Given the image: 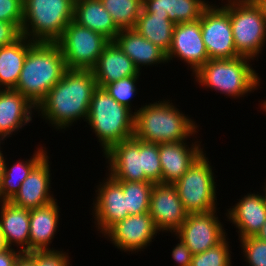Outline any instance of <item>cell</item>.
Wrapping results in <instances>:
<instances>
[{"mask_svg": "<svg viewBox=\"0 0 266 266\" xmlns=\"http://www.w3.org/2000/svg\"><path fill=\"white\" fill-rule=\"evenodd\" d=\"M97 82L92 70L67 69L62 79L38 104L36 111L60 131L71 128L81 118L86 121ZM42 114V115H41Z\"/></svg>", "mask_w": 266, "mask_h": 266, "instance_id": "1", "label": "cell"}, {"mask_svg": "<svg viewBox=\"0 0 266 266\" xmlns=\"http://www.w3.org/2000/svg\"><path fill=\"white\" fill-rule=\"evenodd\" d=\"M176 107L169 99L141 105L134 111V137L157 144L194 138L198 125Z\"/></svg>", "mask_w": 266, "mask_h": 266, "instance_id": "2", "label": "cell"}, {"mask_svg": "<svg viewBox=\"0 0 266 266\" xmlns=\"http://www.w3.org/2000/svg\"><path fill=\"white\" fill-rule=\"evenodd\" d=\"M66 70L63 53L56 42H35L28 50L14 90L37 107Z\"/></svg>", "mask_w": 266, "mask_h": 266, "instance_id": "3", "label": "cell"}, {"mask_svg": "<svg viewBox=\"0 0 266 266\" xmlns=\"http://www.w3.org/2000/svg\"><path fill=\"white\" fill-rule=\"evenodd\" d=\"M251 60L243 56L231 59H209L192 76L200 86L213 89L230 98L240 99L254 92L261 85L259 73L249 63Z\"/></svg>", "mask_w": 266, "mask_h": 266, "instance_id": "4", "label": "cell"}, {"mask_svg": "<svg viewBox=\"0 0 266 266\" xmlns=\"http://www.w3.org/2000/svg\"><path fill=\"white\" fill-rule=\"evenodd\" d=\"M86 122L102 146L103 154L114 144L134 136V112L101 87L93 92Z\"/></svg>", "mask_w": 266, "mask_h": 266, "instance_id": "5", "label": "cell"}, {"mask_svg": "<svg viewBox=\"0 0 266 266\" xmlns=\"http://www.w3.org/2000/svg\"><path fill=\"white\" fill-rule=\"evenodd\" d=\"M74 20L71 0H23L22 36L34 42H56Z\"/></svg>", "mask_w": 266, "mask_h": 266, "instance_id": "6", "label": "cell"}, {"mask_svg": "<svg viewBox=\"0 0 266 266\" xmlns=\"http://www.w3.org/2000/svg\"><path fill=\"white\" fill-rule=\"evenodd\" d=\"M210 163L206 153L203 152L186 173L173 184L188 214L218 209L216 177Z\"/></svg>", "mask_w": 266, "mask_h": 266, "instance_id": "7", "label": "cell"}, {"mask_svg": "<svg viewBox=\"0 0 266 266\" xmlns=\"http://www.w3.org/2000/svg\"><path fill=\"white\" fill-rule=\"evenodd\" d=\"M230 22L237 53L258 59L266 45V21L259 7L253 0H230Z\"/></svg>", "mask_w": 266, "mask_h": 266, "instance_id": "8", "label": "cell"}, {"mask_svg": "<svg viewBox=\"0 0 266 266\" xmlns=\"http://www.w3.org/2000/svg\"><path fill=\"white\" fill-rule=\"evenodd\" d=\"M109 42L103 34L72 20L56 44L63 53L67 69L92 70Z\"/></svg>", "mask_w": 266, "mask_h": 266, "instance_id": "9", "label": "cell"}, {"mask_svg": "<svg viewBox=\"0 0 266 266\" xmlns=\"http://www.w3.org/2000/svg\"><path fill=\"white\" fill-rule=\"evenodd\" d=\"M217 7L209 5L202 13L200 27L209 59H231L240 56L236 49L230 22V0Z\"/></svg>", "mask_w": 266, "mask_h": 266, "instance_id": "10", "label": "cell"}, {"mask_svg": "<svg viewBox=\"0 0 266 266\" xmlns=\"http://www.w3.org/2000/svg\"><path fill=\"white\" fill-rule=\"evenodd\" d=\"M217 215V209L205 213L188 214L184 223L174 233L191 250L198 254L221 243L227 233Z\"/></svg>", "mask_w": 266, "mask_h": 266, "instance_id": "11", "label": "cell"}, {"mask_svg": "<svg viewBox=\"0 0 266 266\" xmlns=\"http://www.w3.org/2000/svg\"><path fill=\"white\" fill-rule=\"evenodd\" d=\"M159 235L149 212L138 215H129L114 224L104 237L111 241L120 251L134 252L147 248ZM153 240V241H152Z\"/></svg>", "mask_w": 266, "mask_h": 266, "instance_id": "12", "label": "cell"}, {"mask_svg": "<svg viewBox=\"0 0 266 266\" xmlns=\"http://www.w3.org/2000/svg\"><path fill=\"white\" fill-rule=\"evenodd\" d=\"M104 182L97 185L93 201L94 224L102 236L117 222L125 219L129 214L126 210V196L121 184L108 173Z\"/></svg>", "mask_w": 266, "mask_h": 266, "instance_id": "13", "label": "cell"}, {"mask_svg": "<svg viewBox=\"0 0 266 266\" xmlns=\"http://www.w3.org/2000/svg\"><path fill=\"white\" fill-rule=\"evenodd\" d=\"M166 58L168 63L173 61V58L187 63L192 75L209 60L201 34L200 19L175 24L172 44Z\"/></svg>", "mask_w": 266, "mask_h": 266, "instance_id": "14", "label": "cell"}, {"mask_svg": "<svg viewBox=\"0 0 266 266\" xmlns=\"http://www.w3.org/2000/svg\"><path fill=\"white\" fill-rule=\"evenodd\" d=\"M149 214L160 232L174 234L184 223L188 213L172 184H154L150 196Z\"/></svg>", "mask_w": 266, "mask_h": 266, "instance_id": "15", "label": "cell"}, {"mask_svg": "<svg viewBox=\"0 0 266 266\" xmlns=\"http://www.w3.org/2000/svg\"><path fill=\"white\" fill-rule=\"evenodd\" d=\"M103 156L108 164V174L117 181H150L142 169L140 140L132 137L111 146Z\"/></svg>", "mask_w": 266, "mask_h": 266, "instance_id": "16", "label": "cell"}, {"mask_svg": "<svg viewBox=\"0 0 266 266\" xmlns=\"http://www.w3.org/2000/svg\"><path fill=\"white\" fill-rule=\"evenodd\" d=\"M188 143L187 140L159 143V158L162 167L161 184L173 185L186 173L193 162L205 152L203 147L201 148V142L198 139L195 142H190L192 144Z\"/></svg>", "mask_w": 266, "mask_h": 266, "instance_id": "17", "label": "cell"}, {"mask_svg": "<svg viewBox=\"0 0 266 266\" xmlns=\"http://www.w3.org/2000/svg\"><path fill=\"white\" fill-rule=\"evenodd\" d=\"M50 157L46 155L22 182L19 191L10 202L24 209H34L56 200L51 194Z\"/></svg>", "mask_w": 266, "mask_h": 266, "instance_id": "18", "label": "cell"}, {"mask_svg": "<svg viewBox=\"0 0 266 266\" xmlns=\"http://www.w3.org/2000/svg\"><path fill=\"white\" fill-rule=\"evenodd\" d=\"M36 112V106L14 89H0V140L4 141L25 125Z\"/></svg>", "mask_w": 266, "mask_h": 266, "instance_id": "19", "label": "cell"}, {"mask_svg": "<svg viewBox=\"0 0 266 266\" xmlns=\"http://www.w3.org/2000/svg\"><path fill=\"white\" fill-rule=\"evenodd\" d=\"M227 209V220L238 229L239 239L256 236L266 221V202L262 193H247Z\"/></svg>", "mask_w": 266, "mask_h": 266, "instance_id": "20", "label": "cell"}, {"mask_svg": "<svg viewBox=\"0 0 266 266\" xmlns=\"http://www.w3.org/2000/svg\"><path fill=\"white\" fill-rule=\"evenodd\" d=\"M56 200L47 205L29 210V253L34 251H54L50 247L59 223L60 208ZM49 245V246H48Z\"/></svg>", "mask_w": 266, "mask_h": 266, "instance_id": "21", "label": "cell"}, {"mask_svg": "<svg viewBox=\"0 0 266 266\" xmlns=\"http://www.w3.org/2000/svg\"><path fill=\"white\" fill-rule=\"evenodd\" d=\"M92 71L97 86L101 88L122 78L141 75L134 62L114 41H110L104 47Z\"/></svg>", "mask_w": 266, "mask_h": 266, "instance_id": "22", "label": "cell"}, {"mask_svg": "<svg viewBox=\"0 0 266 266\" xmlns=\"http://www.w3.org/2000/svg\"><path fill=\"white\" fill-rule=\"evenodd\" d=\"M113 41L134 62L139 72L143 66L168 63L166 53L135 29H121Z\"/></svg>", "mask_w": 266, "mask_h": 266, "instance_id": "23", "label": "cell"}, {"mask_svg": "<svg viewBox=\"0 0 266 266\" xmlns=\"http://www.w3.org/2000/svg\"><path fill=\"white\" fill-rule=\"evenodd\" d=\"M0 230L9 248L16 245L17 250L29 253V209L0 201Z\"/></svg>", "mask_w": 266, "mask_h": 266, "instance_id": "24", "label": "cell"}, {"mask_svg": "<svg viewBox=\"0 0 266 266\" xmlns=\"http://www.w3.org/2000/svg\"><path fill=\"white\" fill-rule=\"evenodd\" d=\"M209 3L206 0H142V9L147 13L168 15L170 21L178 24L199 20Z\"/></svg>", "mask_w": 266, "mask_h": 266, "instance_id": "25", "label": "cell"}, {"mask_svg": "<svg viewBox=\"0 0 266 266\" xmlns=\"http://www.w3.org/2000/svg\"><path fill=\"white\" fill-rule=\"evenodd\" d=\"M74 21L79 25L103 34L113 41L120 29L100 0H82L74 4Z\"/></svg>", "mask_w": 266, "mask_h": 266, "instance_id": "26", "label": "cell"}, {"mask_svg": "<svg viewBox=\"0 0 266 266\" xmlns=\"http://www.w3.org/2000/svg\"><path fill=\"white\" fill-rule=\"evenodd\" d=\"M34 43L21 36L14 43L0 47V89H15L28 50Z\"/></svg>", "mask_w": 266, "mask_h": 266, "instance_id": "27", "label": "cell"}, {"mask_svg": "<svg viewBox=\"0 0 266 266\" xmlns=\"http://www.w3.org/2000/svg\"><path fill=\"white\" fill-rule=\"evenodd\" d=\"M44 148V149H43ZM46 148L37 147L31 158L19 160L8 167L6 158L4 162V172L0 183V201H10L19 191L22 182L28 177L32 169L48 154Z\"/></svg>", "mask_w": 266, "mask_h": 266, "instance_id": "28", "label": "cell"}, {"mask_svg": "<svg viewBox=\"0 0 266 266\" xmlns=\"http://www.w3.org/2000/svg\"><path fill=\"white\" fill-rule=\"evenodd\" d=\"M174 26L168 15L147 13L141 9L134 29L167 54L172 44Z\"/></svg>", "mask_w": 266, "mask_h": 266, "instance_id": "29", "label": "cell"}, {"mask_svg": "<svg viewBox=\"0 0 266 266\" xmlns=\"http://www.w3.org/2000/svg\"><path fill=\"white\" fill-rule=\"evenodd\" d=\"M126 196V210L129 215L149 212L151 191L155 183L151 181H118Z\"/></svg>", "mask_w": 266, "mask_h": 266, "instance_id": "30", "label": "cell"}, {"mask_svg": "<svg viewBox=\"0 0 266 266\" xmlns=\"http://www.w3.org/2000/svg\"><path fill=\"white\" fill-rule=\"evenodd\" d=\"M110 13L116 26L121 29H134L142 9V0H100Z\"/></svg>", "mask_w": 266, "mask_h": 266, "instance_id": "31", "label": "cell"}, {"mask_svg": "<svg viewBox=\"0 0 266 266\" xmlns=\"http://www.w3.org/2000/svg\"><path fill=\"white\" fill-rule=\"evenodd\" d=\"M226 237L215 247L192 256L191 266H232L230 244Z\"/></svg>", "mask_w": 266, "mask_h": 266, "instance_id": "32", "label": "cell"}, {"mask_svg": "<svg viewBox=\"0 0 266 266\" xmlns=\"http://www.w3.org/2000/svg\"><path fill=\"white\" fill-rule=\"evenodd\" d=\"M141 75L129 76L119 79L105 85L103 88L105 91L113 97L119 104L126 106L131 111L132 104L131 98H134L137 94V80Z\"/></svg>", "mask_w": 266, "mask_h": 266, "instance_id": "33", "label": "cell"}, {"mask_svg": "<svg viewBox=\"0 0 266 266\" xmlns=\"http://www.w3.org/2000/svg\"><path fill=\"white\" fill-rule=\"evenodd\" d=\"M142 169L145 176L153 183H161L162 167L159 158V144L140 140Z\"/></svg>", "mask_w": 266, "mask_h": 266, "instance_id": "34", "label": "cell"}, {"mask_svg": "<svg viewBox=\"0 0 266 266\" xmlns=\"http://www.w3.org/2000/svg\"><path fill=\"white\" fill-rule=\"evenodd\" d=\"M244 259L249 266H266V241L255 236L239 240Z\"/></svg>", "mask_w": 266, "mask_h": 266, "instance_id": "35", "label": "cell"}, {"mask_svg": "<svg viewBox=\"0 0 266 266\" xmlns=\"http://www.w3.org/2000/svg\"><path fill=\"white\" fill-rule=\"evenodd\" d=\"M0 21L15 23L21 29L23 0H0Z\"/></svg>", "mask_w": 266, "mask_h": 266, "instance_id": "36", "label": "cell"}, {"mask_svg": "<svg viewBox=\"0 0 266 266\" xmlns=\"http://www.w3.org/2000/svg\"><path fill=\"white\" fill-rule=\"evenodd\" d=\"M69 253L66 251H36V266H70Z\"/></svg>", "mask_w": 266, "mask_h": 266, "instance_id": "37", "label": "cell"}, {"mask_svg": "<svg viewBox=\"0 0 266 266\" xmlns=\"http://www.w3.org/2000/svg\"><path fill=\"white\" fill-rule=\"evenodd\" d=\"M21 36V29L15 23L0 21V47L14 43Z\"/></svg>", "mask_w": 266, "mask_h": 266, "instance_id": "38", "label": "cell"}, {"mask_svg": "<svg viewBox=\"0 0 266 266\" xmlns=\"http://www.w3.org/2000/svg\"><path fill=\"white\" fill-rule=\"evenodd\" d=\"M176 239H179V243L172 249V258L175 260L177 266H191L192 256L191 250L189 247L176 236Z\"/></svg>", "mask_w": 266, "mask_h": 266, "instance_id": "39", "label": "cell"}, {"mask_svg": "<svg viewBox=\"0 0 266 266\" xmlns=\"http://www.w3.org/2000/svg\"><path fill=\"white\" fill-rule=\"evenodd\" d=\"M23 253L15 248H9L0 252V266H14Z\"/></svg>", "mask_w": 266, "mask_h": 266, "instance_id": "40", "label": "cell"}, {"mask_svg": "<svg viewBox=\"0 0 266 266\" xmlns=\"http://www.w3.org/2000/svg\"><path fill=\"white\" fill-rule=\"evenodd\" d=\"M14 266H36V251L23 253Z\"/></svg>", "mask_w": 266, "mask_h": 266, "instance_id": "41", "label": "cell"}, {"mask_svg": "<svg viewBox=\"0 0 266 266\" xmlns=\"http://www.w3.org/2000/svg\"><path fill=\"white\" fill-rule=\"evenodd\" d=\"M255 4L259 7L261 10V13L266 21V0H253Z\"/></svg>", "mask_w": 266, "mask_h": 266, "instance_id": "42", "label": "cell"}, {"mask_svg": "<svg viewBox=\"0 0 266 266\" xmlns=\"http://www.w3.org/2000/svg\"><path fill=\"white\" fill-rule=\"evenodd\" d=\"M4 143L3 141L0 140V183H1V178L3 176L4 172V162H5V156L3 155V151L1 150V144Z\"/></svg>", "mask_w": 266, "mask_h": 266, "instance_id": "43", "label": "cell"}, {"mask_svg": "<svg viewBox=\"0 0 266 266\" xmlns=\"http://www.w3.org/2000/svg\"><path fill=\"white\" fill-rule=\"evenodd\" d=\"M255 237H257L260 240L266 241V221L262 226L261 230L257 233Z\"/></svg>", "mask_w": 266, "mask_h": 266, "instance_id": "44", "label": "cell"}, {"mask_svg": "<svg viewBox=\"0 0 266 266\" xmlns=\"http://www.w3.org/2000/svg\"><path fill=\"white\" fill-rule=\"evenodd\" d=\"M7 249H9V247L7 246L4 235L1 233V230H0V252L7 250Z\"/></svg>", "mask_w": 266, "mask_h": 266, "instance_id": "45", "label": "cell"}, {"mask_svg": "<svg viewBox=\"0 0 266 266\" xmlns=\"http://www.w3.org/2000/svg\"><path fill=\"white\" fill-rule=\"evenodd\" d=\"M261 107V109H263V111L265 112V114H266V100L264 101V100H262V102H261V105H260Z\"/></svg>", "mask_w": 266, "mask_h": 266, "instance_id": "46", "label": "cell"}, {"mask_svg": "<svg viewBox=\"0 0 266 266\" xmlns=\"http://www.w3.org/2000/svg\"><path fill=\"white\" fill-rule=\"evenodd\" d=\"M264 186H263V192H264V194L262 193V196H263V198H264V201L266 202V182H264Z\"/></svg>", "mask_w": 266, "mask_h": 266, "instance_id": "47", "label": "cell"}, {"mask_svg": "<svg viewBox=\"0 0 266 266\" xmlns=\"http://www.w3.org/2000/svg\"><path fill=\"white\" fill-rule=\"evenodd\" d=\"M74 4L77 3V2H80L82 0H71Z\"/></svg>", "mask_w": 266, "mask_h": 266, "instance_id": "48", "label": "cell"}]
</instances>
